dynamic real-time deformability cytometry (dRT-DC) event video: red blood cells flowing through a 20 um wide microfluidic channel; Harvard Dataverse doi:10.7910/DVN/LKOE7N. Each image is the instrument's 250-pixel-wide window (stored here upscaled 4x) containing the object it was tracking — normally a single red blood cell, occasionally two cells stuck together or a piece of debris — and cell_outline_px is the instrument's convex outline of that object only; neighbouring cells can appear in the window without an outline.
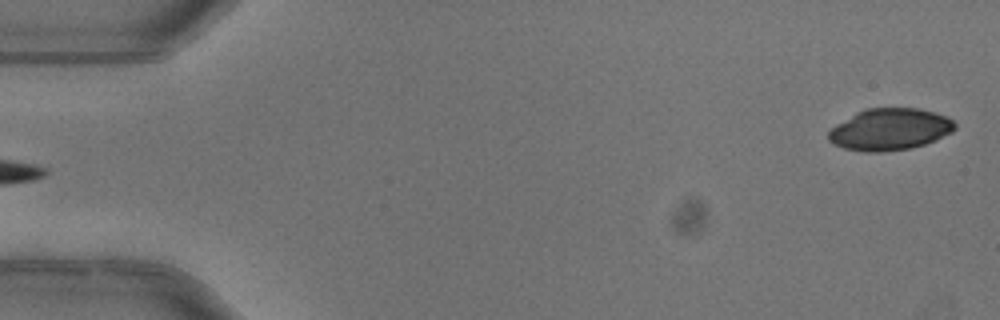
{"species": "common noctule bat (a hibernating species)", "species_latin": "Nyctalus noctula", "temperature_condition": "warm", "stored_images_in_passage": 4, "segment_of_instrument_passage": [2, 2], "camera_frame_rate_fps": 3000, "um_per_image_px": 0.085, "animal": {"sex": "female"}, "frame": {"image": 1, "passage_image": 4, "time_ms": 1.0, "image_size_px": [1000, 320], "cell_outline_px": [[956, 128], [952, 132], [936, 140], [924, 144], [908, 148], [880, 152], [864, 152], [844, 148], [828, 140], [828, 132], [836, 124], [856, 112], [864, 108], [920, 108], [944, 116], [952, 120], [956, 124]], "centroid_in_image_um": [75.62, 10.99], "position_along_channel_um": 9.4, "area_um2": 30.63}}